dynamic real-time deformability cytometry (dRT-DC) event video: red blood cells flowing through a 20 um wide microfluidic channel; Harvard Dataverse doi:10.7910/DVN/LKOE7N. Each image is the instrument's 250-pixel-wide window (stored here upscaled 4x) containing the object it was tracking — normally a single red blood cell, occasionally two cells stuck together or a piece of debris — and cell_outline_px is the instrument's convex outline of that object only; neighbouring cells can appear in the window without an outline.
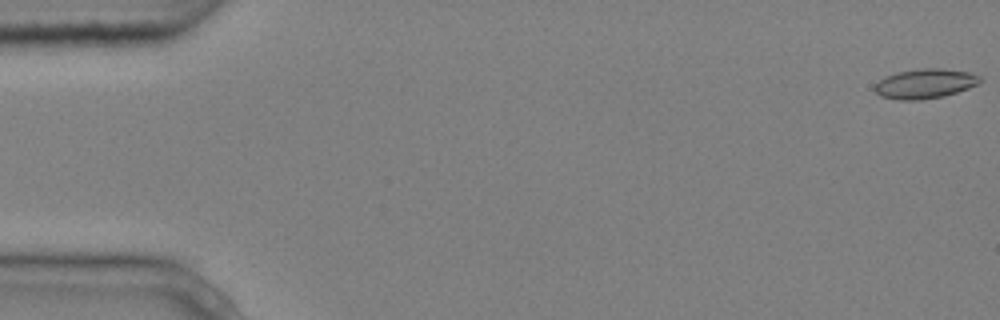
{"species": "common noctule bat (a hibernating species)", "species_latin": "Nyctalus noctula", "temperature_condition": "cold", "stored_images_in_passage": 5, "camera_frame_rate_fps": 3000, "um_per_image_px": 0.085, "animal": {"sex": "male", "body_mass_g": 20.4}, "frame": {"image": 1, "passage_image": 1, "time_ms": 0.0, "image_size_px": [1000, 320], "cell_outline_px": [[984, 80], [968, 88], [944, 96], [920, 100], [900, 100], [880, 96], [872, 88], [884, 76], [896, 72], [924, 68], [940, 68], [968, 72], [980, 76]], "centroid_in_image_um": [78.6, 7.11], "position_along_channel_um": 6.4, "area_um2": 18.21}}
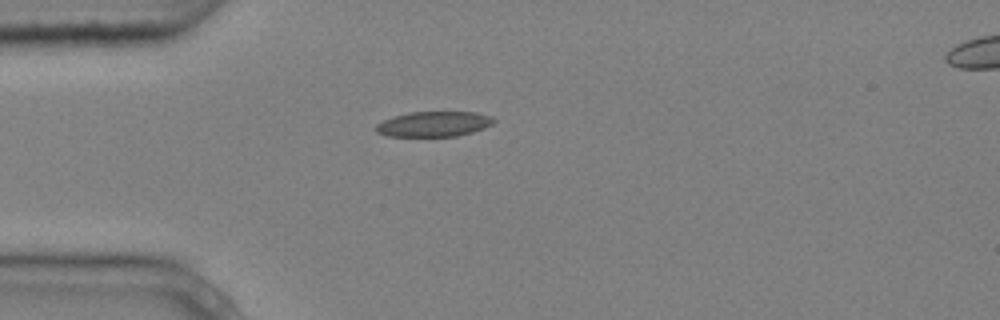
{"frame": {"image": 2, "passage_image": 4, "time_ms": 1.0, "image_size_px": [1000, 320], "cell_outline_px": [[496, 120], [492, 124], [484, 128], [472, 132], [456, 136], [384, 136], [376, 132], [376, 124], [392, 116], [408, 112], [476, 112], [492, 116]], "centroid_in_image_um": [36.86, 10.54], "position_along_channel_um": 48.1, "area_um2": 17.4}}